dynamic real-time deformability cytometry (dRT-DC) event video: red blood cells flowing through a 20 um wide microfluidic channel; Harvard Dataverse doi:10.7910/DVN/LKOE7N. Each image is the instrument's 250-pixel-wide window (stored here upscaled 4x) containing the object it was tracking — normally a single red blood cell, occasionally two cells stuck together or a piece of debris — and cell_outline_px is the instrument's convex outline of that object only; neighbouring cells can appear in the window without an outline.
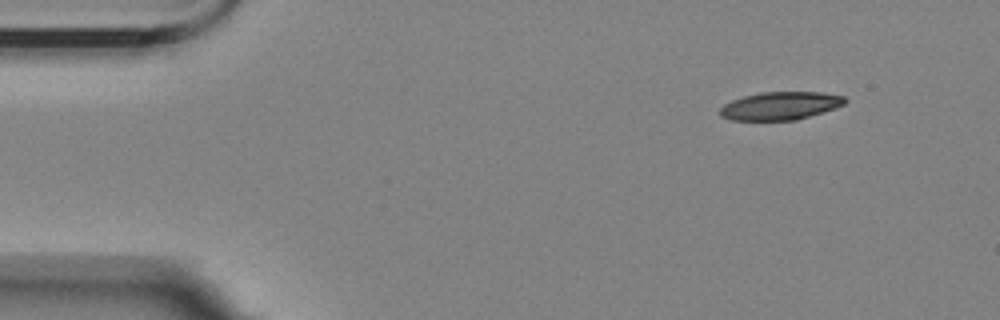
{"species": "Egyptian fruit bat (a non-hibernating species)", "species_latin": "Rousettus aegyptiacus", "temperature_condition": "room temperature", "stored_images_in_passage": 4, "camera_frame_rate_fps": 3000, "um_per_image_px": 0.085, "animal": {"sex": "female"}, "frame": {"image": 1, "passage_image": 1, "time_ms": 0.0, "image_size_px": [1000, 320], "cell_outline_px": [[848, 100], [844, 104], [836, 108], [796, 120], [728, 120], [720, 116], [720, 108], [724, 104], [732, 100], [744, 96], [760, 92], [820, 92], [844, 96]], "centroid_in_image_um": [66.32, 8.99], "position_along_channel_um": 18.7, "area_um2": 20.46}}
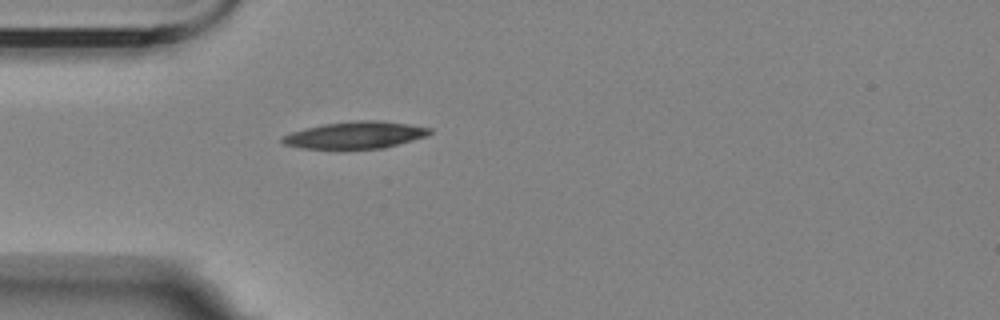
{"frame": {"image": 2, "passage_image": 4, "time_ms": 3.333, "image_size_px": [1000, 320], "cell_outline_px": [[432, 132], [428, 136], [384, 148], [344, 152], [340, 152], [304, 148], [284, 144], [280, 140], [280, 136], [304, 128], [324, 124], [352, 120], [376, 120], [408, 124], [432, 128]], "centroid_in_image_um": [30.16, 11.53], "position_along_channel_um": 54.8, "area_um2": 24.33}}